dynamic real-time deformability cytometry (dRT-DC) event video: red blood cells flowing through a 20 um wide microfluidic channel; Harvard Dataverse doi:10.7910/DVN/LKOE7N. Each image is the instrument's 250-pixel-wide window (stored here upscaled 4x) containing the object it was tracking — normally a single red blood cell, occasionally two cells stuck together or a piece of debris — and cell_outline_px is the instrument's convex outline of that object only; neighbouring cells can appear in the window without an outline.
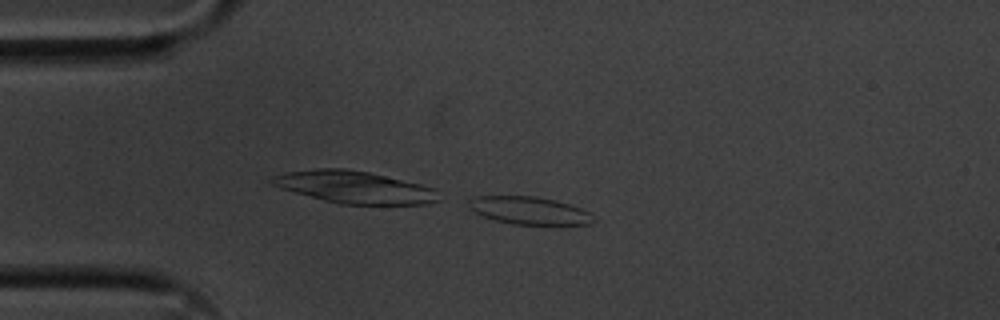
{"species": "common noctule bat (a hibernating species)", "species_latin": "Nyctalus noctula", "temperature_condition": "cold", "stored_images_in_passage": 12, "camera_frame_rate_fps": 3000, "um_per_image_px": 0.085, "animal": {"sex": "male", "body_mass_g": 20.1, "forearm_length_mm": 53.5}, "frame": {"image": 1, "passage_image": 12, "time_ms": 3.667, "image_size_px": [1000, 320], "cell_outline_px": [[596, 220], [592, 224], [512, 224], [496, 220], [484, 216], [468, 208], [468, 200], [472, 196], [536, 196], [556, 200], [592, 212]], "centroid_in_image_um": [45.0, 17.89], "position_along_channel_um": 40.0, "area_um2": 20.17}}